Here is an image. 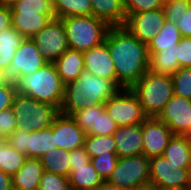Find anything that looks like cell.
I'll list each match as a JSON object with an SVG mask.
<instances>
[{
    "label": "cell",
    "instance_id": "1",
    "mask_svg": "<svg viewBox=\"0 0 191 190\" xmlns=\"http://www.w3.org/2000/svg\"><path fill=\"white\" fill-rule=\"evenodd\" d=\"M116 71V85L131 88L149 70L146 44L134 37L124 26L110 27L105 41Z\"/></svg>",
    "mask_w": 191,
    "mask_h": 190
},
{
    "label": "cell",
    "instance_id": "2",
    "mask_svg": "<svg viewBox=\"0 0 191 190\" xmlns=\"http://www.w3.org/2000/svg\"><path fill=\"white\" fill-rule=\"evenodd\" d=\"M120 88L111 80L93 76L83 70L77 80L64 86V96L60 112L71 116L80 109L104 104Z\"/></svg>",
    "mask_w": 191,
    "mask_h": 190
},
{
    "label": "cell",
    "instance_id": "3",
    "mask_svg": "<svg viewBox=\"0 0 191 190\" xmlns=\"http://www.w3.org/2000/svg\"><path fill=\"white\" fill-rule=\"evenodd\" d=\"M13 82L17 93L51 104L60 110L65 85L54 63H47L36 72L17 77Z\"/></svg>",
    "mask_w": 191,
    "mask_h": 190
},
{
    "label": "cell",
    "instance_id": "4",
    "mask_svg": "<svg viewBox=\"0 0 191 190\" xmlns=\"http://www.w3.org/2000/svg\"><path fill=\"white\" fill-rule=\"evenodd\" d=\"M148 117L157 118L174 95L171 76L148 70L131 88Z\"/></svg>",
    "mask_w": 191,
    "mask_h": 190
},
{
    "label": "cell",
    "instance_id": "5",
    "mask_svg": "<svg viewBox=\"0 0 191 190\" xmlns=\"http://www.w3.org/2000/svg\"><path fill=\"white\" fill-rule=\"evenodd\" d=\"M69 49L85 52L105 41L110 26L94 15L62 18Z\"/></svg>",
    "mask_w": 191,
    "mask_h": 190
},
{
    "label": "cell",
    "instance_id": "6",
    "mask_svg": "<svg viewBox=\"0 0 191 190\" xmlns=\"http://www.w3.org/2000/svg\"><path fill=\"white\" fill-rule=\"evenodd\" d=\"M16 117L17 130L34 132L50 128L60 110L48 103L16 93L11 106Z\"/></svg>",
    "mask_w": 191,
    "mask_h": 190
},
{
    "label": "cell",
    "instance_id": "7",
    "mask_svg": "<svg viewBox=\"0 0 191 190\" xmlns=\"http://www.w3.org/2000/svg\"><path fill=\"white\" fill-rule=\"evenodd\" d=\"M150 158L144 154L121 157L107 182L117 187L134 190L149 185Z\"/></svg>",
    "mask_w": 191,
    "mask_h": 190
},
{
    "label": "cell",
    "instance_id": "8",
    "mask_svg": "<svg viewBox=\"0 0 191 190\" xmlns=\"http://www.w3.org/2000/svg\"><path fill=\"white\" fill-rule=\"evenodd\" d=\"M104 108L118 127L142 124L148 116L130 88H121L105 103Z\"/></svg>",
    "mask_w": 191,
    "mask_h": 190
},
{
    "label": "cell",
    "instance_id": "9",
    "mask_svg": "<svg viewBox=\"0 0 191 190\" xmlns=\"http://www.w3.org/2000/svg\"><path fill=\"white\" fill-rule=\"evenodd\" d=\"M8 144L29 158H40L48 151H55V136L53 129L24 132L15 130L6 138Z\"/></svg>",
    "mask_w": 191,
    "mask_h": 190
},
{
    "label": "cell",
    "instance_id": "10",
    "mask_svg": "<svg viewBox=\"0 0 191 190\" xmlns=\"http://www.w3.org/2000/svg\"><path fill=\"white\" fill-rule=\"evenodd\" d=\"M149 184L157 189H188L189 170L173 165L163 156L152 157Z\"/></svg>",
    "mask_w": 191,
    "mask_h": 190
},
{
    "label": "cell",
    "instance_id": "11",
    "mask_svg": "<svg viewBox=\"0 0 191 190\" xmlns=\"http://www.w3.org/2000/svg\"><path fill=\"white\" fill-rule=\"evenodd\" d=\"M40 54L48 63H54L69 49L62 19H52L32 38Z\"/></svg>",
    "mask_w": 191,
    "mask_h": 190
},
{
    "label": "cell",
    "instance_id": "12",
    "mask_svg": "<svg viewBox=\"0 0 191 190\" xmlns=\"http://www.w3.org/2000/svg\"><path fill=\"white\" fill-rule=\"evenodd\" d=\"M71 117L86 135H113L118 128L114 120L105 111L104 104L80 109L74 112Z\"/></svg>",
    "mask_w": 191,
    "mask_h": 190
},
{
    "label": "cell",
    "instance_id": "13",
    "mask_svg": "<svg viewBox=\"0 0 191 190\" xmlns=\"http://www.w3.org/2000/svg\"><path fill=\"white\" fill-rule=\"evenodd\" d=\"M165 19L163 7L126 16L124 27L142 43L148 45L162 28Z\"/></svg>",
    "mask_w": 191,
    "mask_h": 190
},
{
    "label": "cell",
    "instance_id": "14",
    "mask_svg": "<svg viewBox=\"0 0 191 190\" xmlns=\"http://www.w3.org/2000/svg\"><path fill=\"white\" fill-rule=\"evenodd\" d=\"M47 63L40 54L35 41L25 38L15 52L8 71V79L13 81L17 77L30 75Z\"/></svg>",
    "mask_w": 191,
    "mask_h": 190
},
{
    "label": "cell",
    "instance_id": "15",
    "mask_svg": "<svg viewBox=\"0 0 191 190\" xmlns=\"http://www.w3.org/2000/svg\"><path fill=\"white\" fill-rule=\"evenodd\" d=\"M157 118L173 135H184L191 127V100L174 94Z\"/></svg>",
    "mask_w": 191,
    "mask_h": 190
},
{
    "label": "cell",
    "instance_id": "16",
    "mask_svg": "<svg viewBox=\"0 0 191 190\" xmlns=\"http://www.w3.org/2000/svg\"><path fill=\"white\" fill-rule=\"evenodd\" d=\"M51 128L53 129L57 149L73 151L83 147L86 133L71 116L60 112L54 119Z\"/></svg>",
    "mask_w": 191,
    "mask_h": 190
},
{
    "label": "cell",
    "instance_id": "17",
    "mask_svg": "<svg viewBox=\"0 0 191 190\" xmlns=\"http://www.w3.org/2000/svg\"><path fill=\"white\" fill-rule=\"evenodd\" d=\"M143 154L148 157L162 156L172 131L158 118L148 117L142 124Z\"/></svg>",
    "mask_w": 191,
    "mask_h": 190
},
{
    "label": "cell",
    "instance_id": "18",
    "mask_svg": "<svg viewBox=\"0 0 191 190\" xmlns=\"http://www.w3.org/2000/svg\"><path fill=\"white\" fill-rule=\"evenodd\" d=\"M84 70L93 76L107 78L116 84V71L105 42L83 52Z\"/></svg>",
    "mask_w": 191,
    "mask_h": 190
},
{
    "label": "cell",
    "instance_id": "19",
    "mask_svg": "<svg viewBox=\"0 0 191 190\" xmlns=\"http://www.w3.org/2000/svg\"><path fill=\"white\" fill-rule=\"evenodd\" d=\"M118 158L143 154L141 124L120 126L113 133Z\"/></svg>",
    "mask_w": 191,
    "mask_h": 190
},
{
    "label": "cell",
    "instance_id": "20",
    "mask_svg": "<svg viewBox=\"0 0 191 190\" xmlns=\"http://www.w3.org/2000/svg\"><path fill=\"white\" fill-rule=\"evenodd\" d=\"M55 15H41L39 12H11L12 27L24 38H33Z\"/></svg>",
    "mask_w": 191,
    "mask_h": 190
},
{
    "label": "cell",
    "instance_id": "21",
    "mask_svg": "<svg viewBox=\"0 0 191 190\" xmlns=\"http://www.w3.org/2000/svg\"><path fill=\"white\" fill-rule=\"evenodd\" d=\"M92 15L105 21L110 27L123 26L126 21L124 0H90Z\"/></svg>",
    "mask_w": 191,
    "mask_h": 190
},
{
    "label": "cell",
    "instance_id": "22",
    "mask_svg": "<svg viewBox=\"0 0 191 190\" xmlns=\"http://www.w3.org/2000/svg\"><path fill=\"white\" fill-rule=\"evenodd\" d=\"M57 73L64 85L77 80L84 70L83 52L67 49L55 62Z\"/></svg>",
    "mask_w": 191,
    "mask_h": 190
},
{
    "label": "cell",
    "instance_id": "23",
    "mask_svg": "<svg viewBox=\"0 0 191 190\" xmlns=\"http://www.w3.org/2000/svg\"><path fill=\"white\" fill-rule=\"evenodd\" d=\"M43 172L40 158L27 157L23 166L12 176V185L27 190H38Z\"/></svg>",
    "mask_w": 191,
    "mask_h": 190
},
{
    "label": "cell",
    "instance_id": "24",
    "mask_svg": "<svg viewBox=\"0 0 191 190\" xmlns=\"http://www.w3.org/2000/svg\"><path fill=\"white\" fill-rule=\"evenodd\" d=\"M162 156L173 165L189 168L191 165V143L184 135H173Z\"/></svg>",
    "mask_w": 191,
    "mask_h": 190
},
{
    "label": "cell",
    "instance_id": "25",
    "mask_svg": "<svg viewBox=\"0 0 191 190\" xmlns=\"http://www.w3.org/2000/svg\"><path fill=\"white\" fill-rule=\"evenodd\" d=\"M103 181L91 162L70 169L71 190H95Z\"/></svg>",
    "mask_w": 191,
    "mask_h": 190
},
{
    "label": "cell",
    "instance_id": "26",
    "mask_svg": "<svg viewBox=\"0 0 191 190\" xmlns=\"http://www.w3.org/2000/svg\"><path fill=\"white\" fill-rule=\"evenodd\" d=\"M24 39L13 27L0 31V71L7 76L15 52Z\"/></svg>",
    "mask_w": 191,
    "mask_h": 190
},
{
    "label": "cell",
    "instance_id": "27",
    "mask_svg": "<svg viewBox=\"0 0 191 190\" xmlns=\"http://www.w3.org/2000/svg\"><path fill=\"white\" fill-rule=\"evenodd\" d=\"M149 56V70L153 73L172 76L179 69L177 45Z\"/></svg>",
    "mask_w": 191,
    "mask_h": 190
},
{
    "label": "cell",
    "instance_id": "28",
    "mask_svg": "<svg viewBox=\"0 0 191 190\" xmlns=\"http://www.w3.org/2000/svg\"><path fill=\"white\" fill-rule=\"evenodd\" d=\"M181 38L178 27L173 23L165 21L157 35L147 45L148 53L154 54L162 49L175 48Z\"/></svg>",
    "mask_w": 191,
    "mask_h": 190
},
{
    "label": "cell",
    "instance_id": "29",
    "mask_svg": "<svg viewBox=\"0 0 191 190\" xmlns=\"http://www.w3.org/2000/svg\"><path fill=\"white\" fill-rule=\"evenodd\" d=\"M56 18L92 15L90 0H52Z\"/></svg>",
    "mask_w": 191,
    "mask_h": 190
},
{
    "label": "cell",
    "instance_id": "30",
    "mask_svg": "<svg viewBox=\"0 0 191 190\" xmlns=\"http://www.w3.org/2000/svg\"><path fill=\"white\" fill-rule=\"evenodd\" d=\"M26 155L8 144L6 138H0V170L13 176L24 164Z\"/></svg>",
    "mask_w": 191,
    "mask_h": 190
},
{
    "label": "cell",
    "instance_id": "31",
    "mask_svg": "<svg viewBox=\"0 0 191 190\" xmlns=\"http://www.w3.org/2000/svg\"><path fill=\"white\" fill-rule=\"evenodd\" d=\"M70 151L59 150L48 151L40 157L44 171L59 174L65 177L70 176Z\"/></svg>",
    "mask_w": 191,
    "mask_h": 190
},
{
    "label": "cell",
    "instance_id": "32",
    "mask_svg": "<svg viewBox=\"0 0 191 190\" xmlns=\"http://www.w3.org/2000/svg\"><path fill=\"white\" fill-rule=\"evenodd\" d=\"M83 148L92 159L103 153L116 152V142L113 135H86Z\"/></svg>",
    "mask_w": 191,
    "mask_h": 190
},
{
    "label": "cell",
    "instance_id": "33",
    "mask_svg": "<svg viewBox=\"0 0 191 190\" xmlns=\"http://www.w3.org/2000/svg\"><path fill=\"white\" fill-rule=\"evenodd\" d=\"M11 7V12H39L41 15H55L52 0H18Z\"/></svg>",
    "mask_w": 191,
    "mask_h": 190
},
{
    "label": "cell",
    "instance_id": "34",
    "mask_svg": "<svg viewBox=\"0 0 191 190\" xmlns=\"http://www.w3.org/2000/svg\"><path fill=\"white\" fill-rule=\"evenodd\" d=\"M171 78L174 94L191 100V68L181 67Z\"/></svg>",
    "mask_w": 191,
    "mask_h": 190
},
{
    "label": "cell",
    "instance_id": "35",
    "mask_svg": "<svg viewBox=\"0 0 191 190\" xmlns=\"http://www.w3.org/2000/svg\"><path fill=\"white\" fill-rule=\"evenodd\" d=\"M116 152L103 153L91 159V163L104 181H107L116 168L118 162Z\"/></svg>",
    "mask_w": 191,
    "mask_h": 190
},
{
    "label": "cell",
    "instance_id": "36",
    "mask_svg": "<svg viewBox=\"0 0 191 190\" xmlns=\"http://www.w3.org/2000/svg\"><path fill=\"white\" fill-rule=\"evenodd\" d=\"M38 190H71L69 177L44 171Z\"/></svg>",
    "mask_w": 191,
    "mask_h": 190
},
{
    "label": "cell",
    "instance_id": "37",
    "mask_svg": "<svg viewBox=\"0 0 191 190\" xmlns=\"http://www.w3.org/2000/svg\"><path fill=\"white\" fill-rule=\"evenodd\" d=\"M189 1L186 0H165L164 12L167 22L177 24L183 14L187 12Z\"/></svg>",
    "mask_w": 191,
    "mask_h": 190
},
{
    "label": "cell",
    "instance_id": "38",
    "mask_svg": "<svg viewBox=\"0 0 191 190\" xmlns=\"http://www.w3.org/2000/svg\"><path fill=\"white\" fill-rule=\"evenodd\" d=\"M165 0H124L126 16L144 11L159 9L164 6Z\"/></svg>",
    "mask_w": 191,
    "mask_h": 190
},
{
    "label": "cell",
    "instance_id": "39",
    "mask_svg": "<svg viewBox=\"0 0 191 190\" xmlns=\"http://www.w3.org/2000/svg\"><path fill=\"white\" fill-rule=\"evenodd\" d=\"M16 129V117L13 114L12 108L0 111V138H7Z\"/></svg>",
    "mask_w": 191,
    "mask_h": 190
},
{
    "label": "cell",
    "instance_id": "40",
    "mask_svg": "<svg viewBox=\"0 0 191 190\" xmlns=\"http://www.w3.org/2000/svg\"><path fill=\"white\" fill-rule=\"evenodd\" d=\"M179 68H191V37H182L177 44Z\"/></svg>",
    "mask_w": 191,
    "mask_h": 190
},
{
    "label": "cell",
    "instance_id": "41",
    "mask_svg": "<svg viewBox=\"0 0 191 190\" xmlns=\"http://www.w3.org/2000/svg\"><path fill=\"white\" fill-rule=\"evenodd\" d=\"M16 93L15 84L12 80H8L0 86V111L11 108Z\"/></svg>",
    "mask_w": 191,
    "mask_h": 190
},
{
    "label": "cell",
    "instance_id": "42",
    "mask_svg": "<svg viewBox=\"0 0 191 190\" xmlns=\"http://www.w3.org/2000/svg\"><path fill=\"white\" fill-rule=\"evenodd\" d=\"M70 169L73 166L86 165L91 162V158L83 147L70 151L69 156Z\"/></svg>",
    "mask_w": 191,
    "mask_h": 190
},
{
    "label": "cell",
    "instance_id": "43",
    "mask_svg": "<svg viewBox=\"0 0 191 190\" xmlns=\"http://www.w3.org/2000/svg\"><path fill=\"white\" fill-rule=\"evenodd\" d=\"M176 26L182 37H191V0L189 1L187 12L180 17Z\"/></svg>",
    "mask_w": 191,
    "mask_h": 190
},
{
    "label": "cell",
    "instance_id": "44",
    "mask_svg": "<svg viewBox=\"0 0 191 190\" xmlns=\"http://www.w3.org/2000/svg\"><path fill=\"white\" fill-rule=\"evenodd\" d=\"M12 27L11 7L8 5H0V31Z\"/></svg>",
    "mask_w": 191,
    "mask_h": 190
},
{
    "label": "cell",
    "instance_id": "45",
    "mask_svg": "<svg viewBox=\"0 0 191 190\" xmlns=\"http://www.w3.org/2000/svg\"><path fill=\"white\" fill-rule=\"evenodd\" d=\"M12 186V176L0 170V190H10Z\"/></svg>",
    "mask_w": 191,
    "mask_h": 190
},
{
    "label": "cell",
    "instance_id": "46",
    "mask_svg": "<svg viewBox=\"0 0 191 190\" xmlns=\"http://www.w3.org/2000/svg\"><path fill=\"white\" fill-rule=\"evenodd\" d=\"M95 190H128L125 188L117 187L108 183L107 181H103Z\"/></svg>",
    "mask_w": 191,
    "mask_h": 190
},
{
    "label": "cell",
    "instance_id": "47",
    "mask_svg": "<svg viewBox=\"0 0 191 190\" xmlns=\"http://www.w3.org/2000/svg\"><path fill=\"white\" fill-rule=\"evenodd\" d=\"M8 76L4 72L0 71V86L8 81Z\"/></svg>",
    "mask_w": 191,
    "mask_h": 190
},
{
    "label": "cell",
    "instance_id": "48",
    "mask_svg": "<svg viewBox=\"0 0 191 190\" xmlns=\"http://www.w3.org/2000/svg\"><path fill=\"white\" fill-rule=\"evenodd\" d=\"M134 190H158V189L149 184L146 186L138 187L137 189H134Z\"/></svg>",
    "mask_w": 191,
    "mask_h": 190
},
{
    "label": "cell",
    "instance_id": "49",
    "mask_svg": "<svg viewBox=\"0 0 191 190\" xmlns=\"http://www.w3.org/2000/svg\"><path fill=\"white\" fill-rule=\"evenodd\" d=\"M15 1H18V0H0V5H12Z\"/></svg>",
    "mask_w": 191,
    "mask_h": 190
},
{
    "label": "cell",
    "instance_id": "50",
    "mask_svg": "<svg viewBox=\"0 0 191 190\" xmlns=\"http://www.w3.org/2000/svg\"><path fill=\"white\" fill-rule=\"evenodd\" d=\"M184 136L189 140L191 143V127L188 129V131L184 134Z\"/></svg>",
    "mask_w": 191,
    "mask_h": 190
},
{
    "label": "cell",
    "instance_id": "51",
    "mask_svg": "<svg viewBox=\"0 0 191 190\" xmlns=\"http://www.w3.org/2000/svg\"><path fill=\"white\" fill-rule=\"evenodd\" d=\"M188 170H189V186H188V188L191 190V165L188 168Z\"/></svg>",
    "mask_w": 191,
    "mask_h": 190
},
{
    "label": "cell",
    "instance_id": "52",
    "mask_svg": "<svg viewBox=\"0 0 191 190\" xmlns=\"http://www.w3.org/2000/svg\"><path fill=\"white\" fill-rule=\"evenodd\" d=\"M10 190H27V189H24V188H20V187H17L15 185H12Z\"/></svg>",
    "mask_w": 191,
    "mask_h": 190
},
{
    "label": "cell",
    "instance_id": "53",
    "mask_svg": "<svg viewBox=\"0 0 191 190\" xmlns=\"http://www.w3.org/2000/svg\"><path fill=\"white\" fill-rule=\"evenodd\" d=\"M158 190H190L189 188L188 189H176V188H174V189H158Z\"/></svg>",
    "mask_w": 191,
    "mask_h": 190
}]
</instances>
